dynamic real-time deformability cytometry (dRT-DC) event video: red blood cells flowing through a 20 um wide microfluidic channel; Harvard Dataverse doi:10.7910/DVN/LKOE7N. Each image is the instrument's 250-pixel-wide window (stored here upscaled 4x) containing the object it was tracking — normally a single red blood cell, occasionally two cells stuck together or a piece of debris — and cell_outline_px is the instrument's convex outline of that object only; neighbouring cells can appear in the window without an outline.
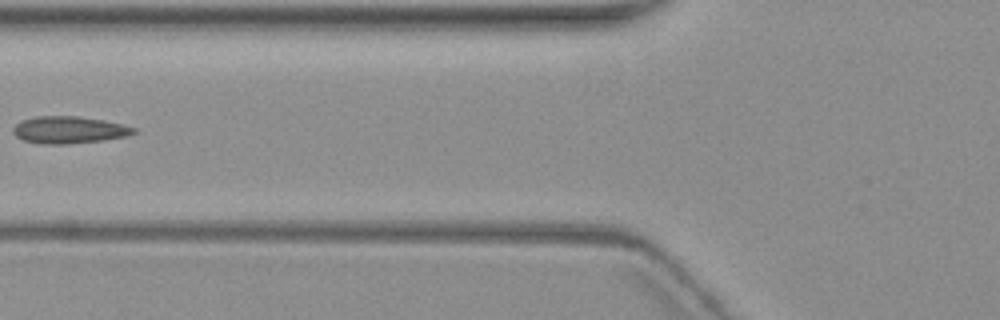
{"species": "common noctule bat (a hibernating species)", "species_latin": "Nyctalus noctula", "temperature_condition": "warm", "stored_images_in_passage": 7, "camera_frame_rate_fps": 3000, "um_per_image_px": 0.085, "animal": {"sex": "female", "body_mass_g": 19.3, "forearm_length_mm": 54.1}, "frame": {"image": 1, "passage_image": 7, "time_ms": 7.333, "image_size_px": [1000, 320], "cell_outline_px": [[136, 132], [128, 136], [104, 140], [68, 144], [40, 144], [24, 140], [16, 136], [12, 132], [12, 128], [20, 120], [36, 116], [76, 116], [104, 120], [136, 128]], "centroid_in_image_um": [5.84, 11.04], "position_along_channel_um": 120.0, "area_um2": 19.13}}